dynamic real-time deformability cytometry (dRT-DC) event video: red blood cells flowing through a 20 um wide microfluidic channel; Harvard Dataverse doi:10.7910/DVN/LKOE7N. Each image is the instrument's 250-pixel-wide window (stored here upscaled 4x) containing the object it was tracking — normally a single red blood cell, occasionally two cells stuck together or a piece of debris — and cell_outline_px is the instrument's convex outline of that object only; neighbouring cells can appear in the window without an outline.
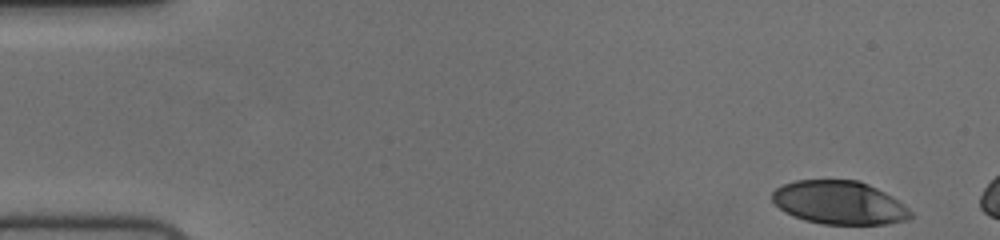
{"species": "human", "species_latin": "Homo sapiens", "temperature_condition": "cold", "stored_images_in_passage": 8, "camera_frame_rate_fps": 3000, "um_per_image_px": 0.085, "donor": {"sex": "female"}, "frame": {"image": 1, "passage_image": 1, "time_ms": 0.0, "image_size_px": [1000, 240], "cell_outline_px": [[912, 216], [908, 220], [888, 224], [824, 224], [804, 220], [792, 216], [784, 212], [772, 200], [772, 192], [776, 188], [784, 184], [796, 180], [860, 180], [892, 196], [904, 204], [912, 212]], "centroid_in_image_um": [71.35, 17.23], "position_along_channel_um": 13.7, "area_um2": 35.08}}